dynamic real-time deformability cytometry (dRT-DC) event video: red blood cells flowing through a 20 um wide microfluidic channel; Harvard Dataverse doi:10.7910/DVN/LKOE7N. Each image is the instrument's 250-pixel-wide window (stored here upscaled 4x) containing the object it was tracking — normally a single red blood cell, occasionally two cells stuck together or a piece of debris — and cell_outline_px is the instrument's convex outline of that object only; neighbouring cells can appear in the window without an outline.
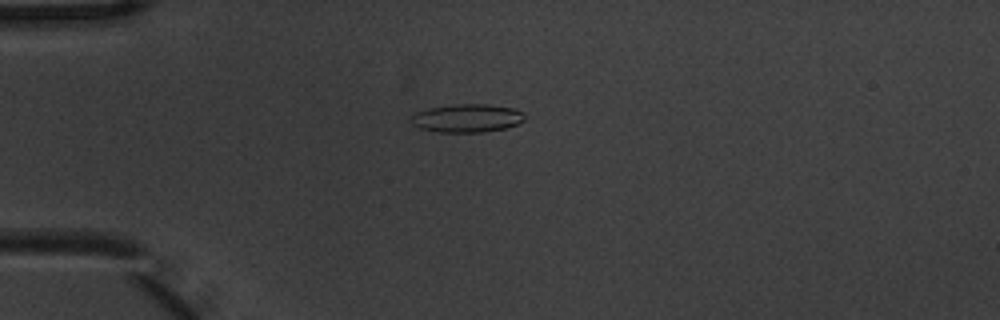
{"species": "common noctule bat (a hibernating species)", "species_latin": "Nyctalus noctula", "temperature_condition": "warm", "stored_images_in_passage": 5, "camera_frame_rate_fps": 3000, "um_per_image_px": 0.085, "animal": {"sex": "male", "body_mass_g": 20.1, "forearm_length_mm": 53.5}, "frame": {"image": 1, "passage_image": 5, "time_ms": 1.333, "image_size_px": [1000, 320], "cell_outline_px": [[524, 120], [516, 124], [504, 128], [484, 132], [440, 132], [420, 128], [412, 124], [408, 120], [416, 112], [428, 108], [456, 104], [488, 104], [512, 108], [524, 112]], "centroid_in_image_um": [39.67, 10.04], "position_along_channel_um": 45.3, "area_um2": 18.67}}